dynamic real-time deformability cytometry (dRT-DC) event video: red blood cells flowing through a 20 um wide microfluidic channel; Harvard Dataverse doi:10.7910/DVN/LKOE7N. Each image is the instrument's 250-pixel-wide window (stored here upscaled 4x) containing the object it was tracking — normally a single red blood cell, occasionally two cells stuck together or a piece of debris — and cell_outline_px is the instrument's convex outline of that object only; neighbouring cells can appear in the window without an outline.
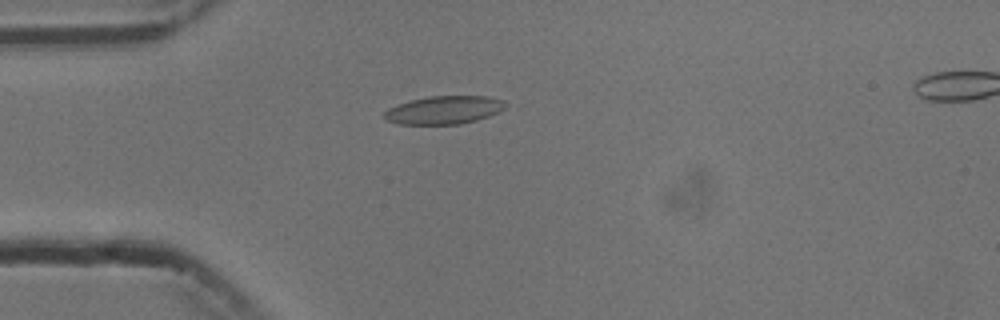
{"species": "common noctule bat (a hibernating species)", "species_latin": "Nyctalus noctula", "temperature_condition": "cold", "stored_images_in_passage": 11, "camera_frame_rate_fps": 3000, "um_per_image_px": 0.085, "animal": {"sex": "male", "body_mass_g": 13.3}, "frame": {"image": 1, "passage_image": 6, "time_ms": 1.667, "image_size_px": [1000, 320], "cell_outline_px": [[508, 104], [500, 112], [476, 120], [460, 124], [400, 124], [388, 120], [384, 116], [384, 112], [388, 108], [396, 104], [428, 96], [488, 96], [504, 100]], "centroid_in_image_um": [37.78, 9.34], "position_along_channel_um": 47.2, "area_um2": 19.88}}
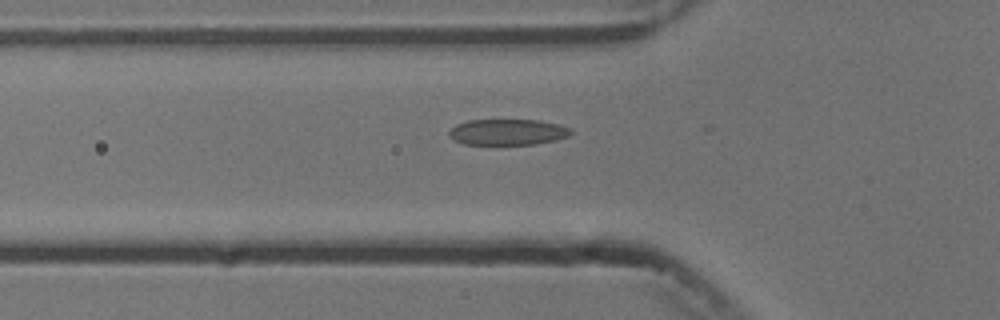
{"frame": {"image": 2, "passage_image": 10, "time_ms": 3.0, "image_size_px": [1000, 320], "cell_outline_px": [[572, 132], [568, 136], [556, 140], [536, 144], [464, 144], [448, 136], [448, 132], [456, 124], [468, 120], [540, 120], [572, 128]], "centroid_in_image_um": [43.16, 11.22], "position_along_channel_um": 82.6, "area_um2": 18.38}}